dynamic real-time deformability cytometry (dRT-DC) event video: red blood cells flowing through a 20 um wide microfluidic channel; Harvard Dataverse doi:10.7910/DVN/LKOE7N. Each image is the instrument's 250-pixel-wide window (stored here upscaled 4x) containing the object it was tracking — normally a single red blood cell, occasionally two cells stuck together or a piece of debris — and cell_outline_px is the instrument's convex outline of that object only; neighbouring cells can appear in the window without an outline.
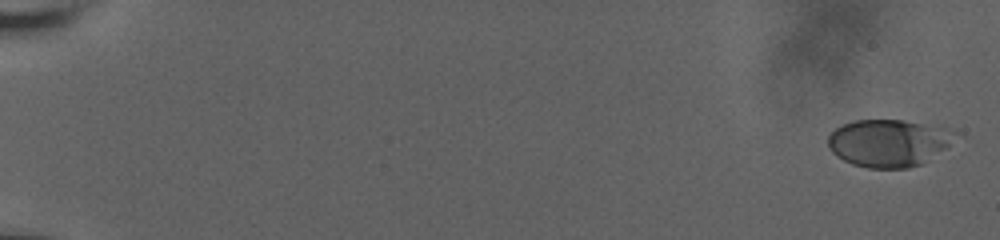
{"species": "human", "species_latin": "Homo sapiens", "temperature_condition": "room temperature", "stored_images_in_passage": 29, "camera_frame_rate_fps": 3000, "um_per_image_px": 0.085, "donor": {"sex": "male"}, "frame": {"image": 1, "passage_image": 1, "time_ms": 0.0, "image_size_px": [1000, 240], "cell_outline_px": [[952, 132], [948, 144], [944, 148], [920, 164], [908, 168], [868, 168], [852, 164], [836, 156], [828, 148], [828, 136], [836, 128], [844, 124], [856, 120], [904, 120], [944, 128]], "centroid_in_image_um": [75.41, 12.15], "position_along_channel_um": 9.6, "area_um2": 34.22}}
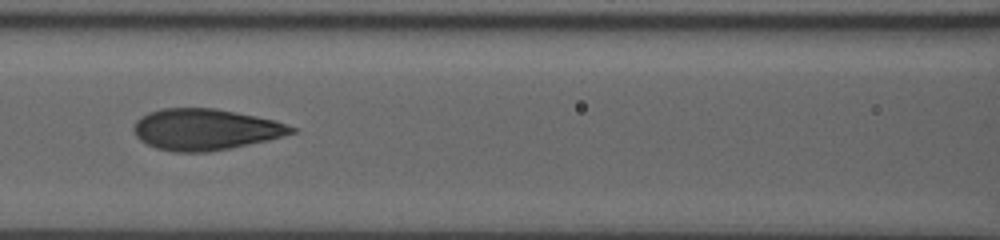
{"frame": {"image": 2, "passage_image": 18, "time_ms": 9.333, "image_size_px": [1000, 240], "cell_outline_px": [[296, 132], [268, 140], [208, 152], [172, 152], [156, 148], [140, 140], [136, 136], [132, 128], [136, 120], [140, 116], [148, 112], [160, 108], [216, 108], [256, 116], [272, 120], [296, 128]], "centroid_in_image_um": [17.39, 11.0], "position_along_channel_um": 149.2, "area_um2": 37.8}}
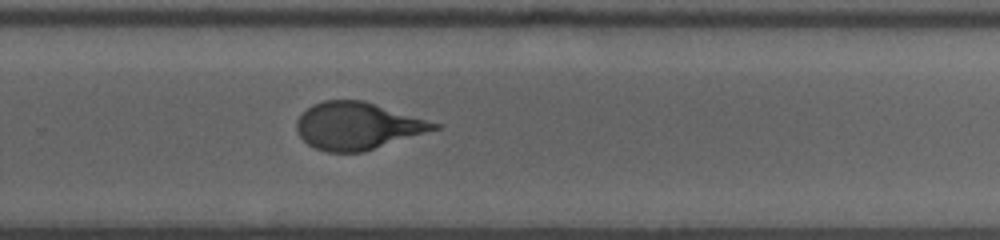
{"frame": {"image": 3, "passage_image": 29, "time_ms": 13.333, "image_size_px": [1000, 240], "cell_outline_px": [[440, 128], [364, 152], [328, 152], [316, 148], [308, 144], [300, 136], [296, 128], [296, 120], [312, 104], [324, 100], [364, 100], [440, 124]], "centroid_in_image_um": [30.37, 10.7], "position_along_channel_um": 299.4, "area_um2": 37.57}}